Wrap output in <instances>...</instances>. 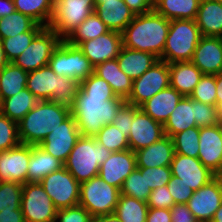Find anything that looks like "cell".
<instances>
[{"label":"cell","instance_id":"43","mask_svg":"<svg viewBox=\"0 0 222 222\" xmlns=\"http://www.w3.org/2000/svg\"><path fill=\"white\" fill-rule=\"evenodd\" d=\"M189 97L195 101L216 106V76L203 74Z\"/></svg>","mask_w":222,"mask_h":222},{"label":"cell","instance_id":"15","mask_svg":"<svg viewBox=\"0 0 222 222\" xmlns=\"http://www.w3.org/2000/svg\"><path fill=\"white\" fill-rule=\"evenodd\" d=\"M80 136L75 118L70 115L38 146L46 153L65 163Z\"/></svg>","mask_w":222,"mask_h":222},{"label":"cell","instance_id":"12","mask_svg":"<svg viewBox=\"0 0 222 222\" xmlns=\"http://www.w3.org/2000/svg\"><path fill=\"white\" fill-rule=\"evenodd\" d=\"M40 184L57 209L79 205L80 183L65 167L44 177Z\"/></svg>","mask_w":222,"mask_h":222},{"label":"cell","instance_id":"20","mask_svg":"<svg viewBox=\"0 0 222 222\" xmlns=\"http://www.w3.org/2000/svg\"><path fill=\"white\" fill-rule=\"evenodd\" d=\"M170 167L172 176L181 178L193 191H197L216 176L198 158L178 153L174 154Z\"/></svg>","mask_w":222,"mask_h":222},{"label":"cell","instance_id":"11","mask_svg":"<svg viewBox=\"0 0 222 222\" xmlns=\"http://www.w3.org/2000/svg\"><path fill=\"white\" fill-rule=\"evenodd\" d=\"M20 208L25 222H55L58 210L40 182L23 184Z\"/></svg>","mask_w":222,"mask_h":222},{"label":"cell","instance_id":"48","mask_svg":"<svg viewBox=\"0 0 222 222\" xmlns=\"http://www.w3.org/2000/svg\"><path fill=\"white\" fill-rule=\"evenodd\" d=\"M92 216L81 205L57 210L55 222H91Z\"/></svg>","mask_w":222,"mask_h":222},{"label":"cell","instance_id":"50","mask_svg":"<svg viewBox=\"0 0 222 222\" xmlns=\"http://www.w3.org/2000/svg\"><path fill=\"white\" fill-rule=\"evenodd\" d=\"M140 107L125 103L117 112L112 124L116 126L128 138L130 126L134 120V113Z\"/></svg>","mask_w":222,"mask_h":222},{"label":"cell","instance_id":"18","mask_svg":"<svg viewBox=\"0 0 222 222\" xmlns=\"http://www.w3.org/2000/svg\"><path fill=\"white\" fill-rule=\"evenodd\" d=\"M130 128L128 142L133 152L148 147L165 136L163 124L155 121L140 108L134 113Z\"/></svg>","mask_w":222,"mask_h":222},{"label":"cell","instance_id":"59","mask_svg":"<svg viewBox=\"0 0 222 222\" xmlns=\"http://www.w3.org/2000/svg\"><path fill=\"white\" fill-rule=\"evenodd\" d=\"M8 63L9 61L6 58L3 45H2V40L0 39V70L4 68Z\"/></svg>","mask_w":222,"mask_h":222},{"label":"cell","instance_id":"33","mask_svg":"<svg viewBox=\"0 0 222 222\" xmlns=\"http://www.w3.org/2000/svg\"><path fill=\"white\" fill-rule=\"evenodd\" d=\"M28 72L9 62L0 70V101L9 98L25 89Z\"/></svg>","mask_w":222,"mask_h":222},{"label":"cell","instance_id":"9","mask_svg":"<svg viewBox=\"0 0 222 222\" xmlns=\"http://www.w3.org/2000/svg\"><path fill=\"white\" fill-rule=\"evenodd\" d=\"M48 66L58 75L81 82L94 73V66L78 46L62 40L54 50Z\"/></svg>","mask_w":222,"mask_h":222},{"label":"cell","instance_id":"21","mask_svg":"<svg viewBox=\"0 0 222 222\" xmlns=\"http://www.w3.org/2000/svg\"><path fill=\"white\" fill-rule=\"evenodd\" d=\"M137 168L136 155L131 149L112 152L100 166L98 175L119 190L125 179Z\"/></svg>","mask_w":222,"mask_h":222},{"label":"cell","instance_id":"4","mask_svg":"<svg viewBox=\"0 0 222 222\" xmlns=\"http://www.w3.org/2000/svg\"><path fill=\"white\" fill-rule=\"evenodd\" d=\"M80 82L58 76L48 65L29 71L26 88L38 99L71 108Z\"/></svg>","mask_w":222,"mask_h":222},{"label":"cell","instance_id":"56","mask_svg":"<svg viewBox=\"0 0 222 222\" xmlns=\"http://www.w3.org/2000/svg\"><path fill=\"white\" fill-rule=\"evenodd\" d=\"M15 11L14 0H0V18L6 17Z\"/></svg>","mask_w":222,"mask_h":222},{"label":"cell","instance_id":"3","mask_svg":"<svg viewBox=\"0 0 222 222\" xmlns=\"http://www.w3.org/2000/svg\"><path fill=\"white\" fill-rule=\"evenodd\" d=\"M70 115V108L66 106L49 100L39 101L18 122V133L21 144L38 146Z\"/></svg>","mask_w":222,"mask_h":222},{"label":"cell","instance_id":"52","mask_svg":"<svg viewBox=\"0 0 222 222\" xmlns=\"http://www.w3.org/2000/svg\"><path fill=\"white\" fill-rule=\"evenodd\" d=\"M170 210L172 222H199L188 209L187 204H175Z\"/></svg>","mask_w":222,"mask_h":222},{"label":"cell","instance_id":"16","mask_svg":"<svg viewBox=\"0 0 222 222\" xmlns=\"http://www.w3.org/2000/svg\"><path fill=\"white\" fill-rule=\"evenodd\" d=\"M198 159L216 176H222V121L200 127Z\"/></svg>","mask_w":222,"mask_h":222},{"label":"cell","instance_id":"46","mask_svg":"<svg viewBox=\"0 0 222 222\" xmlns=\"http://www.w3.org/2000/svg\"><path fill=\"white\" fill-rule=\"evenodd\" d=\"M194 119L197 127L214 126L221 123L222 115L217 106L195 101Z\"/></svg>","mask_w":222,"mask_h":222},{"label":"cell","instance_id":"57","mask_svg":"<svg viewBox=\"0 0 222 222\" xmlns=\"http://www.w3.org/2000/svg\"><path fill=\"white\" fill-rule=\"evenodd\" d=\"M216 106L222 112V71L216 74Z\"/></svg>","mask_w":222,"mask_h":222},{"label":"cell","instance_id":"23","mask_svg":"<svg viewBox=\"0 0 222 222\" xmlns=\"http://www.w3.org/2000/svg\"><path fill=\"white\" fill-rule=\"evenodd\" d=\"M94 12L111 30L122 33L136 16L123 0H104L95 3Z\"/></svg>","mask_w":222,"mask_h":222},{"label":"cell","instance_id":"44","mask_svg":"<svg viewBox=\"0 0 222 222\" xmlns=\"http://www.w3.org/2000/svg\"><path fill=\"white\" fill-rule=\"evenodd\" d=\"M20 144L18 123L0 112V152Z\"/></svg>","mask_w":222,"mask_h":222},{"label":"cell","instance_id":"6","mask_svg":"<svg viewBox=\"0 0 222 222\" xmlns=\"http://www.w3.org/2000/svg\"><path fill=\"white\" fill-rule=\"evenodd\" d=\"M201 37L202 34L195 20H170L164 51L159 60L168 64L191 61Z\"/></svg>","mask_w":222,"mask_h":222},{"label":"cell","instance_id":"58","mask_svg":"<svg viewBox=\"0 0 222 222\" xmlns=\"http://www.w3.org/2000/svg\"><path fill=\"white\" fill-rule=\"evenodd\" d=\"M91 222H121V221L114 213H112V214L92 217Z\"/></svg>","mask_w":222,"mask_h":222},{"label":"cell","instance_id":"60","mask_svg":"<svg viewBox=\"0 0 222 222\" xmlns=\"http://www.w3.org/2000/svg\"><path fill=\"white\" fill-rule=\"evenodd\" d=\"M211 222H222V204L214 213Z\"/></svg>","mask_w":222,"mask_h":222},{"label":"cell","instance_id":"31","mask_svg":"<svg viewBox=\"0 0 222 222\" xmlns=\"http://www.w3.org/2000/svg\"><path fill=\"white\" fill-rule=\"evenodd\" d=\"M62 167H64L63 162L46 153L41 147L31 145L27 182H40L44 177Z\"/></svg>","mask_w":222,"mask_h":222},{"label":"cell","instance_id":"22","mask_svg":"<svg viewBox=\"0 0 222 222\" xmlns=\"http://www.w3.org/2000/svg\"><path fill=\"white\" fill-rule=\"evenodd\" d=\"M191 62L203 74H219L222 71V37L202 36Z\"/></svg>","mask_w":222,"mask_h":222},{"label":"cell","instance_id":"47","mask_svg":"<svg viewBox=\"0 0 222 222\" xmlns=\"http://www.w3.org/2000/svg\"><path fill=\"white\" fill-rule=\"evenodd\" d=\"M137 169L141 173H145L146 185L151 190H154L158 187L166 186L172 176L170 166L152 168L137 167Z\"/></svg>","mask_w":222,"mask_h":222},{"label":"cell","instance_id":"41","mask_svg":"<svg viewBox=\"0 0 222 222\" xmlns=\"http://www.w3.org/2000/svg\"><path fill=\"white\" fill-rule=\"evenodd\" d=\"M151 191L152 190L146 185L145 173H141L137 168L125 179L120 189L121 195L145 202L148 201Z\"/></svg>","mask_w":222,"mask_h":222},{"label":"cell","instance_id":"40","mask_svg":"<svg viewBox=\"0 0 222 222\" xmlns=\"http://www.w3.org/2000/svg\"><path fill=\"white\" fill-rule=\"evenodd\" d=\"M94 137L111 152L130 149L128 138L113 124L105 125Z\"/></svg>","mask_w":222,"mask_h":222},{"label":"cell","instance_id":"29","mask_svg":"<svg viewBox=\"0 0 222 222\" xmlns=\"http://www.w3.org/2000/svg\"><path fill=\"white\" fill-rule=\"evenodd\" d=\"M120 69L132 80L139 78L151 68L159 58L152 53L122 47L118 57Z\"/></svg>","mask_w":222,"mask_h":222},{"label":"cell","instance_id":"25","mask_svg":"<svg viewBox=\"0 0 222 222\" xmlns=\"http://www.w3.org/2000/svg\"><path fill=\"white\" fill-rule=\"evenodd\" d=\"M182 97L181 93L169 86L143 103L140 109L164 125Z\"/></svg>","mask_w":222,"mask_h":222},{"label":"cell","instance_id":"45","mask_svg":"<svg viewBox=\"0 0 222 222\" xmlns=\"http://www.w3.org/2000/svg\"><path fill=\"white\" fill-rule=\"evenodd\" d=\"M23 185L17 182H0V211L6 209H21Z\"/></svg>","mask_w":222,"mask_h":222},{"label":"cell","instance_id":"26","mask_svg":"<svg viewBox=\"0 0 222 222\" xmlns=\"http://www.w3.org/2000/svg\"><path fill=\"white\" fill-rule=\"evenodd\" d=\"M202 76L203 73L191 61L169 64L170 87L183 96H190Z\"/></svg>","mask_w":222,"mask_h":222},{"label":"cell","instance_id":"13","mask_svg":"<svg viewBox=\"0 0 222 222\" xmlns=\"http://www.w3.org/2000/svg\"><path fill=\"white\" fill-rule=\"evenodd\" d=\"M169 86V64L159 60L139 78L133 80L132 92L126 103L140 107L156 93Z\"/></svg>","mask_w":222,"mask_h":222},{"label":"cell","instance_id":"14","mask_svg":"<svg viewBox=\"0 0 222 222\" xmlns=\"http://www.w3.org/2000/svg\"><path fill=\"white\" fill-rule=\"evenodd\" d=\"M199 222H211L214 213L222 204V176H215L207 184L194 191L186 203Z\"/></svg>","mask_w":222,"mask_h":222},{"label":"cell","instance_id":"32","mask_svg":"<svg viewBox=\"0 0 222 222\" xmlns=\"http://www.w3.org/2000/svg\"><path fill=\"white\" fill-rule=\"evenodd\" d=\"M201 0H154V10L169 20H195Z\"/></svg>","mask_w":222,"mask_h":222},{"label":"cell","instance_id":"34","mask_svg":"<svg viewBox=\"0 0 222 222\" xmlns=\"http://www.w3.org/2000/svg\"><path fill=\"white\" fill-rule=\"evenodd\" d=\"M39 101L25 88L14 96L3 99L0 112L18 123Z\"/></svg>","mask_w":222,"mask_h":222},{"label":"cell","instance_id":"39","mask_svg":"<svg viewBox=\"0 0 222 222\" xmlns=\"http://www.w3.org/2000/svg\"><path fill=\"white\" fill-rule=\"evenodd\" d=\"M200 127H192L173 135L175 153L198 158Z\"/></svg>","mask_w":222,"mask_h":222},{"label":"cell","instance_id":"5","mask_svg":"<svg viewBox=\"0 0 222 222\" xmlns=\"http://www.w3.org/2000/svg\"><path fill=\"white\" fill-rule=\"evenodd\" d=\"M112 152L98 143L95 137L80 136L64 167L79 182L88 181L99 173L100 166Z\"/></svg>","mask_w":222,"mask_h":222},{"label":"cell","instance_id":"54","mask_svg":"<svg viewBox=\"0 0 222 222\" xmlns=\"http://www.w3.org/2000/svg\"><path fill=\"white\" fill-rule=\"evenodd\" d=\"M171 210L165 208H149L146 222H172Z\"/></svg>","mask_w":222,"mask_h":222},{"label":"cell","instance_id":"8","mask_svg":"<svg viewBox=\"0 0 222 222\" xmlns=\"http://www.w3.org/2000/svg\"><path fill=\"white\" fill-rule=\"evenodd\" d=\"M96 0H54V11L49 26L62 40L94 12Z\"/></svg>","mask_w":222,"mask_h":222},{"label":"cell","instance_id":"51","mask_svg":"<svg viewBox=\"0 0 222 222\" xmlns=\"http://www.w3.org/2000/svg\"><path fill=\"white\" fill-rule=\"evenodd\" d=\"M175 204L174 199L167 189V185L152 190L147 201L149 208L171 209Z\"/></svg>","mask_w":222,"mask_h":222},{"label":"cell","instance_id":"2","mask_svg":"<svg viewBox=\"0 0 222 222\" xmlns=\"http://www.w3.org/2000/svg\"><path fill=\"white\" fill-rule=\"evenodd\" d=\"M170 20L158 14L154 9L145 14L136 15L122 32L123 46L162 57Z\"/></svg>","mask_w":222,"mask_h":222},{"label":"cell","instance_id":"30","mask_svg":"<svg viewBox=\"0 0 222 222\" xmlns=\"http://www.w3.org/2000/svg\"><path fill=\"white\" fill-rule=\"evenodd\" d=\"M194 117L195 100L191 99L189 96H183L172 111L169 119L163 125L164 134L172 137L181 131L197 127Z\"/></svg>","mask_w":222,"mask_h":222},{"label":"cell","instance_id":"7","mask_svg":"<svg viewBox=\"0 0 222 222\" xmlns=\"http://www.w3.org/2000/svg\"><path fill=\"white\" fill-rule=\"evenodd\" d=\"M121 192L99 175L80 183L79 205L92 217L114 213Z\"/></svg>","mask_w":222,"mask_h":222},{"label":"cell","instance_id":"24","mask_svg":"<svg viewBox=\"0 0 222 222\" xmlns=\"http://www.w3.org/2000/svg\"><path fill=\"white\" fill-rule=\"evenodd\" d=\"M174 154L175 148L172 138L165 135L159 141L135 152L137 167L170 166Z\"/></svg>","mask_w":222,"mask_h":222},{"label":"cell","instance_id":"27","mask_svg":"<svg viewBox=\"0 0 222 222\" xmlns=\"http://www.w3.org/2000/svg\"><path fill=\"white\" fill-rule=\"evenodd\" d=\"M195 22L202 36L222 37V0H201Z\"/></svg>","mask_w":222,"mask_h":222},{"label":"cell","instance_id":"36","mask_svg":"<svg viewBox=\"0 0 222 222\" xmlns=\"http://www.w3.org/2000/svg\"><path fill=\"white\" fill-rule=\"evenodd\" d=\"M16 11L48 27L53 16L54 0H14Z\"/></svg>","mask_w":222,"mask_h":222},{"label":"cell","instance_id":"35","mask_svg":"<svg viewBox=\"0 0 222 222\" xmlns=\"http://www.w3.org/2000/svg\"><path fill=\"white\" fill-rule=\"evenodd\" d=\"M44 26L38 24L31 17L18 11L0 18V39L14 37L22 32L41 31Z\"/></svg>","mask_w":222,"mask_h":222},{"label":"cell","instance_id":"28","mask_svg":"<svg viewBox=\"0 0 222 222\" xmlns=\"http://www.w3.org/2000/svg\"><path fill=\"white\" fill-rule=\"evenodd\" d=\"M94 74L108 82L117 97L127 100L131 94L133 80L120 69L117 58L96 65Z\"/></svg>","mask_w":222,"mask_h":222},{"label":"cell","instance_id":"17","mask_svg":"<svg viewBox=\"0 0 222 222\" xmlns=\"http://www.w3.org/2000/svg\"><path fill=\"white\" fill-rule=\"evenodd\" d=\"M77 46L95 67L118 57L123 47V37L122 33L110 30L92 40L81 42Z\"/></svg>","mask_w":222,"mask_h":222},{"label":"cell","instance_id":"37","mask_svg":"<svg viewBox=\"0 0 222 222\" xmlns=\"http://www.w3.org/2000/svg\"><path fill=\"white\" fill-rule=\"evenodd\" d=\"M148 210L147 202L120 195L114 214L121 222H146Z\"/></svg>","mask_w":222,"mask_h":222},{"label":"cell","instance_id":"53","mask_svg":"<svg viewBox=\"0 0 222 222\" xmlns=\"http://www.w3.org/2000/svg\"><path fill=\"white\" fill-rule=\"evenodd\" d=\"M135 15L145 14L154 9V0H123Z\"/></svg>","mask_w":222,"mask_h":222},{"label":"cell","instance_id":"55","mask_svg":"<svg viewBox=\"0 0 222 222\" xmlns=\"http://www.w3.org/2000/svg\"><path fill=\"white\" fill-rule=\"evenodd\" d=\"M0 222H25L21 209H6L0 211Z\"/></svg>","mask_w":222,"mask_h":222},{"label":"cell","instance_id":"42","mask_svg":"<svg viewBox=\"0 0 222 222\" xmlns=\"http://www.w3.org/2000/svg\"><path fill=\"white\" fill-rule=\"evenodd\" d=\"M40 31H27L2 39L3 49L9 62H13L32 42Z\"/></svg>","mask_w":222,"mask_h":222},{"label":"cell","instance_id":"61","mask_svg":"<svg viewBox=\"0 0 222 222\" xmlns=\"http://www.w3.org/2000/svg\"><path fill=\"white\" fill-rule=\"evenodd\" d=\"M104 0H96V3H102Z\"/></svg>","mask_w":222,"mask_h":222},{"label":"cell","instance_id":"10","mask_svg":"<svg viewBox=\"0 0 222 222\" xmlns=\"http://www.w3.org/2000/svg\"><path fill=\"white\" fill-rule=\"evenodd\" d=\"M61 41L53 29L44 27L13 63L27 72L42 68L48 65L51 55Z\"/></svg>","mask_w":222,"mask_h":222},{"label":"cell","instance_id":"19","mask_svg":"<svg viewBox=\"0 0 222 222\" xmlns=\"http://www.w3.org/2000/svg\"><path fill=\"white\" fill-rule=\"evenodd\" d=\"M30 155L31 145L27 144L0 152V182L27 183Z\"/></svg>","mask_w":222,"mask_h":222},{"label":"cell","instance_id":"38","mask_svg":"<svg viewBox=\"0 0 222 222\" xmlns=\"http://www.w3.org/2000/svg\"><path fill=\"white\" fill-rule=\"evenodd\" d=\"M109 31L110 29L96 15V13L93 12L73 31V33L65 41L71 45L77 46L81 42L92 40Z\"/></svg>","mask_w":222,"mask_h":222},{"label":"cell","instance_id":"1","mask_svg":"<svg viewBox=\"0 0 222 222\" xmlns=\"http://www.w3.org/2000/svg\"><path fill=\"white\" fill-rule=\"evenodd\" d=\"M126 100L117 97L111 86L96 74L80 82L70 108L81 136L94 137L105 125L112 124Z\"/></svg>","mask_w":222,"mask_h":222},{"label":"cell","instance_id":"49","mask_svg":"<svg viewBox=\"0 0 222 222\" xmlns=\"http://www.w3.org/2000/svg\"><path fill=\"white\" fill-rule=\"evenodd\" d=\"M172 198L176 204H186L189 199L193 196V189L182 182L181 178L171 176L170 181L167 184Z\"/></svg>","mask_w":222,"mask_h":222}]
</instances>
